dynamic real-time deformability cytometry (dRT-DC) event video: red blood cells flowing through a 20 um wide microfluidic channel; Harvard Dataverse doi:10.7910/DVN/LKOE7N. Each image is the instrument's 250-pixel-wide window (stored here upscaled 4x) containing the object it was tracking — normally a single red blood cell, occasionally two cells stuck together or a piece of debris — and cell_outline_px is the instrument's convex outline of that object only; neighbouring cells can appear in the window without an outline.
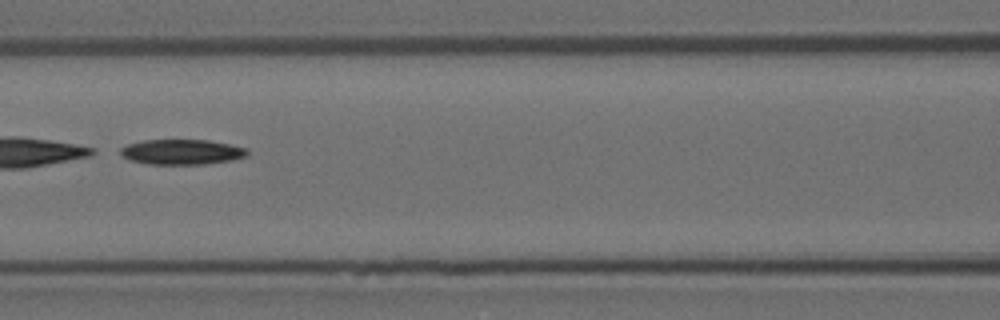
{"species": "Egyptian fruit bat (a non-hibernating species)", "species_latin": "Rousettus aegyptiacus", "temperature_condition": "room temperature", "stored_images_in_passage": 9, "segment_of_instrument_passage": [2, 2], "camera_frame_rate_fps": 3000, "um_per_image_px": 0.085, "animal": {"sex": "female"}, "frame": {"image": 1, "passage_image": 6, "time_ms": 1.667, "image_size_px": [1000, 320], "cell_outline_px": [[248, 156], [232, 160], [204, 164], [148, 164], [128, 160], [120, 156], [120, 148], [128, 144], [144, 140], [208, 140], [248, 148]], "centroid_in_image_um": [15.43, 12.92], "position_along_channel_um": 151.2, "area_um2": 18.73}}
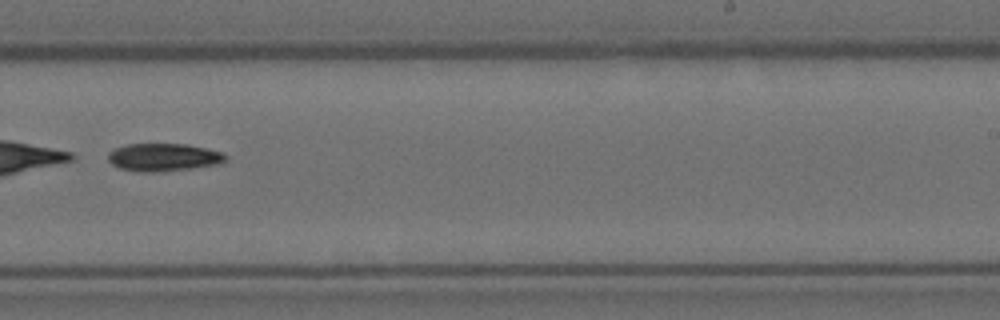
{"frame": {"image": 2, "passage_image": 9, "time_ms": 2.667, "image_size_px": [1000, 320], "cell_outline_px": [[228, 160], [220, 164], [160, 172], [140, 172], [120, 168], [112, 164], [108, 160], [108, 152], [116, 148], [128, 144], [188, 144], [224, 152], [228, 156]], "centroid_in_image_um": [13.94, 13.37], "position_along_channel_um": 275.1, "area_um2": 19.19}}